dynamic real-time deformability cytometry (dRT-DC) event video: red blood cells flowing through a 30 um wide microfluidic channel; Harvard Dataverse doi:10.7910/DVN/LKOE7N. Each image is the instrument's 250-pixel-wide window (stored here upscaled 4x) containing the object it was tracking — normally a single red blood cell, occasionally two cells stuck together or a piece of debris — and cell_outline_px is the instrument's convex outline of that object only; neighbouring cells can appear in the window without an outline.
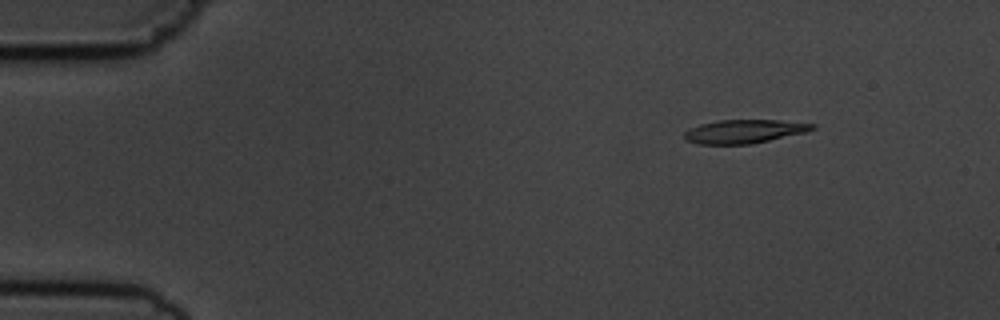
{"species": "common noctule bat (a hibernating species)", "species_latin": "Nyctalus noctula", "temperature_condition": "cold", "stored_images_in_passage": 5, "camera_frame_rate_fps": 3000, "um_per_image_px": 0.085, "animal": {"sex": "male", "body_mass_g": 19.5, "forearm_length_mm": 54.6}, "frame": {"image": 1, "passage_image": 2, "time_ms": 1.333, "image_size_px": [1000, 320], "cell_outline_px": [[816, 128], [804, 132], [752, 144], [700, 144], [684, 140], [684, 132], [700, 124], [720, 120], [780, 120], [816, 124]], "centroid_in_image_um": [63.25, 11.17], "position_along_channel_um": 21.7, "area_um2": 17.46}}
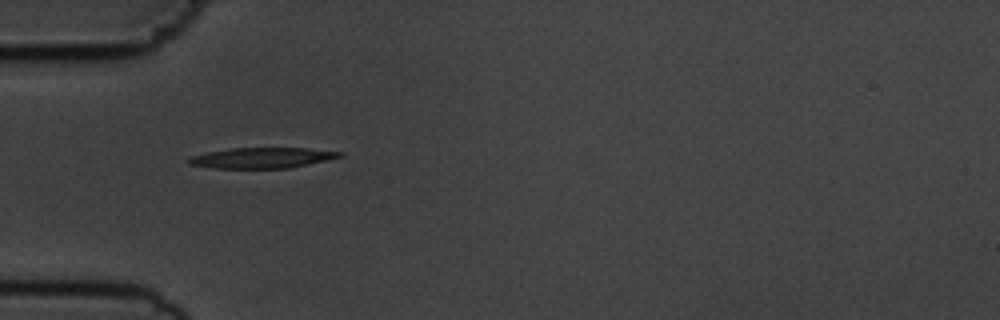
{"frame": {"image": 2, "passage_image": 5, "time_ms": 4.667, "image_size_px": [1000, 320], "cell_outline_px": [[344, 156], [308, 164], [288, 168], [212, 168], [188, 164], [184, 160], [192, 156], [208, 152], [232, 148], [308, 148], [344, 152]], "centroid_in_image_um": [22.26, 13.41], "position_along_channel_um": 62.7, "area_um2": 18.09}}